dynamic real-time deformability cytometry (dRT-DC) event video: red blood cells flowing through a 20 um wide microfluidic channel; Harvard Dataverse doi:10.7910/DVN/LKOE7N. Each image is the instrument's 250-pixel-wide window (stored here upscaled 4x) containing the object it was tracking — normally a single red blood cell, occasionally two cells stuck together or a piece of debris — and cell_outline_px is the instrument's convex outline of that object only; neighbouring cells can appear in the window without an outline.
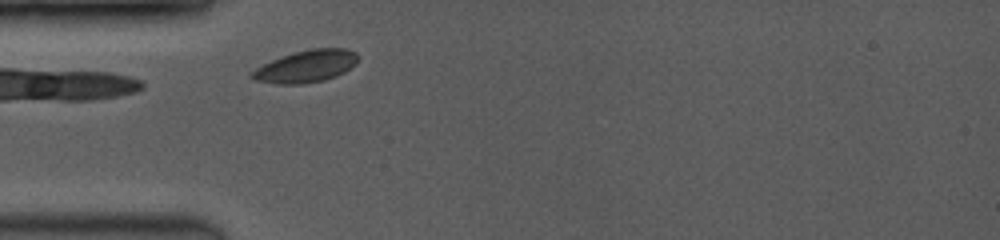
{"species": "common noctule bat (a hibernating species)", "species_latin": "Nyctalus noctula", "temperature_condition": "room temperature", "stored_images_in_passage": 12, "camera_frame_rate_fps": 3500, "um_per_image_px": 0.085, "animal": {"sex": "female", "body_mass_g": 19.0, "forearm_length_mm": 53.3}, "frame": {"image": 1, "passage_image": 1, "time_ms": 0.0, "image_size_px": [1000, 240], "cell_outline_px": [[360, 56], [356, 64], [344, 72], [336, 76], [324, 80], [300, 84], [280, 84], [256, 80], [248, 76], [256, 68], [280, 56], [292, 52], [312, 48], [348, 48], [356, 52]], "centroid_in_image_um": [26.06, 5.62], "position_along_channel_um": 58.9, "area_um2": 20.0}}
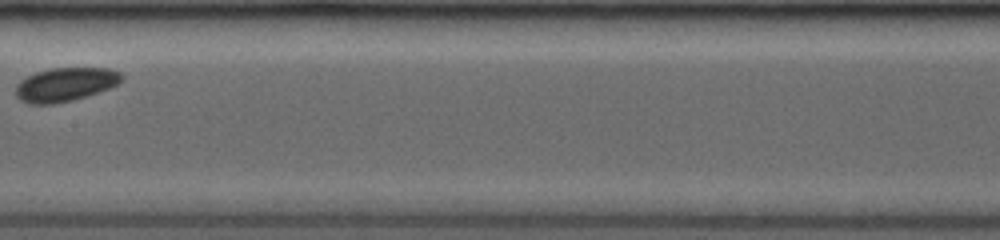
{"frame": {"image": 2, "passage_image": 7, "time_ms": 3.714, "image_size_px": [1000, 240], "cell_outline_px": [[124, 76], [116, 84], [108, 88], [72, 100], [52, 104], [28, 104], [20, 100], [16, 96], [16, 84], [20, 80], [36, 72], [52, 68], [108, 68], [120, 72]], "centroid_in_image_um": [5.5, 7.18], "position_along_channel_um": 201.9, "area_um2": 20.58}}
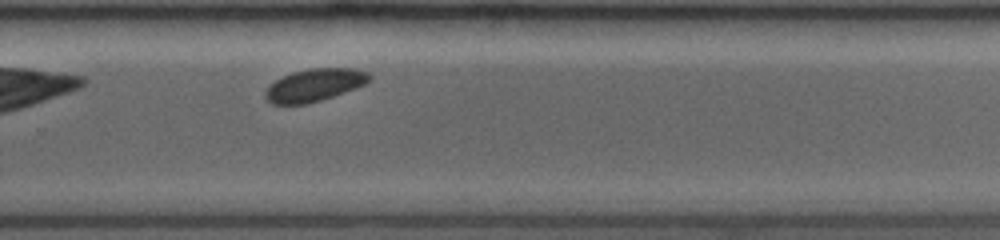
{"frame": {"image": 3, "passage_image": 12, "time_ms": 6.286, "image_size_px": [1000, 240], "cell_outline_px": [[372, 80], [356, 88], [320, 100], [304, 104], [272, 104], [264, 96], [264, 92], [268, 84], [292, 72], [308, 68], [356, 68], [368, 72], [372, 76]], "centroid_in_image_um": [26.74, 7.21], "position_along_channel_um": 303.1, "area_um2": 19.83}}